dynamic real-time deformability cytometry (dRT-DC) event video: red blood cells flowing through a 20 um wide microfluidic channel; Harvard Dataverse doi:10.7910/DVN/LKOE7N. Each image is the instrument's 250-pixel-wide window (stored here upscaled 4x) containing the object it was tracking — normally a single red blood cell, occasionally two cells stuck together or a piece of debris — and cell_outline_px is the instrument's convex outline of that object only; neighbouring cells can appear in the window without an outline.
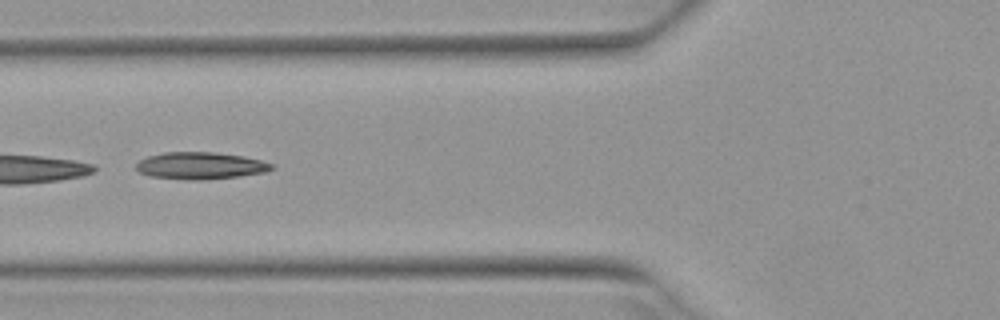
{"species": "Egyptian fruit bat (a non-hibernating species)", "species_latin": "Rousettus aegyptiacus", "temperature_condition": "warm", "stored_images_in_passage": 8, "camera_frame_rate_fps": 3000, "um_per_image_px": 0.085, "animal": {"sex": "female"}, "frame": {"image": 1, "passage_image": 6, "time_ms": 1.667, "image_size_px": [1000, 320], "cell_outline_px": [[276, 168], [264, 172], [240, 176], [200, 180], [192, 180], [152, 176], [140, 172], [136, 168], [136, 164], [140, 160], [148, 156], [164, 152], [212, 152], [244, 156], [260, 160], [272, 164]], "centroid_in_image_um": [17.05, 14.08], "position_along_channel_um": 108.7, "area_um2": 21.15}}
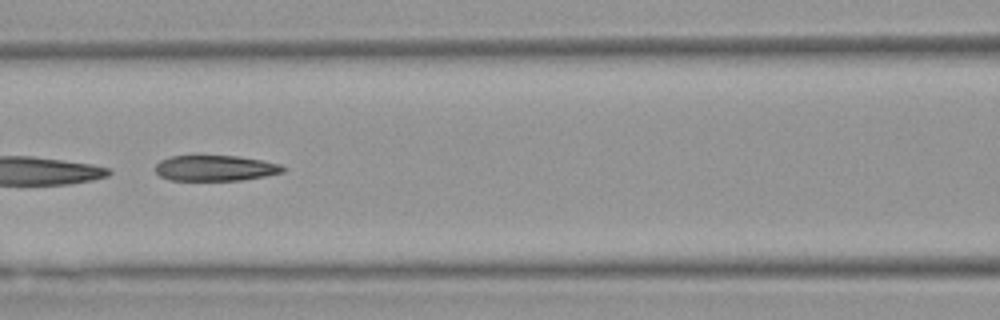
{"frame": {"image": 2, "passage_image": 7, "time_ms": 2.0, "image_size_px": [1000, 320], "cell_outline_px": [[288, 168], [284, 172], [264, 176], [240, 180], [168, 180], [160, 176], [156, 172], [156, 164], [160, 160], [172, 156], [236, 156], [264, 160], [280, 164]], "centroid_in_image_um": [18.33, 14.29], "position_along_channel_um": 148.3, "area_um2": 19.07}}
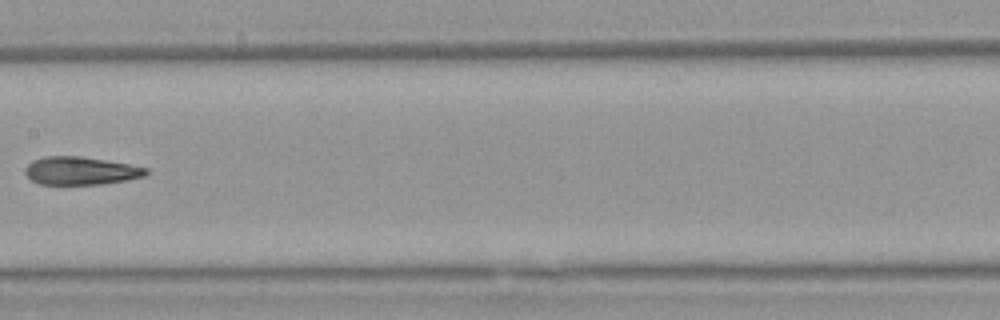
{"frame": {"image": 3, "passage_image": 8, "time_ms": 2.333, "image_size_px": [1000, 320], "cell_outline_px": [[148, 172], [144, 176], [128, 180], [100, 184], [40, 184], [32, 180], [24, 172], [24, 168], [32, 160], [44, 156], [80, 156], [128, 164], [148, 168]], "centroid_in_image_um": [6.84, 14.51], "position_along_channel_um": 200.6, "area_um2": 19.65}}